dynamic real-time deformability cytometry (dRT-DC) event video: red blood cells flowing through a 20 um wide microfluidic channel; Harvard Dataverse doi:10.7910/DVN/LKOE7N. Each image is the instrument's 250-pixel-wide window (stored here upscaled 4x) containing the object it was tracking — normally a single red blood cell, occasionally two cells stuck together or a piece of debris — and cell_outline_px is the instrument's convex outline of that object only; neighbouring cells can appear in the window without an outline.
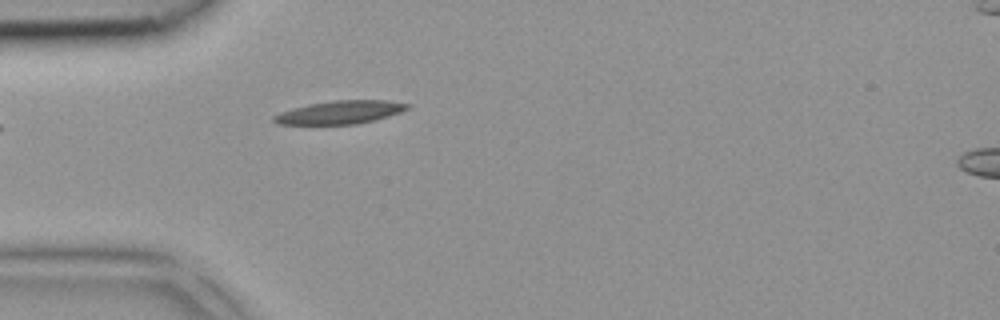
{"species": "common noctule bat (a hibernating species)", "species_latin": "Nyctalus noctula", "temperature_condition": "room temperature", "stored_images_in_passage": 31, "camera_frame_rate_fps": 3000, "um_per_image_px": 0.085, "animal": {"sex": "female", "body_mass_g": 18.4}, "frame": {"image": 1, "passage_image": 1, "time_ms": 0.0, "image_size_px": [1000, 320], "cell_outline_px": [[412, 104], [408, 108], [400, 112], [376, 120], [356, 124], [276, 124], [272, 120], [272, 116], [280, 112], [292, 108], [308, 104], [332, 100], [384, 100]], "centroid_in_image_um": [28.88, 9.54], "position_along_channel_um": 56.1, "area_um2": 18.09}}
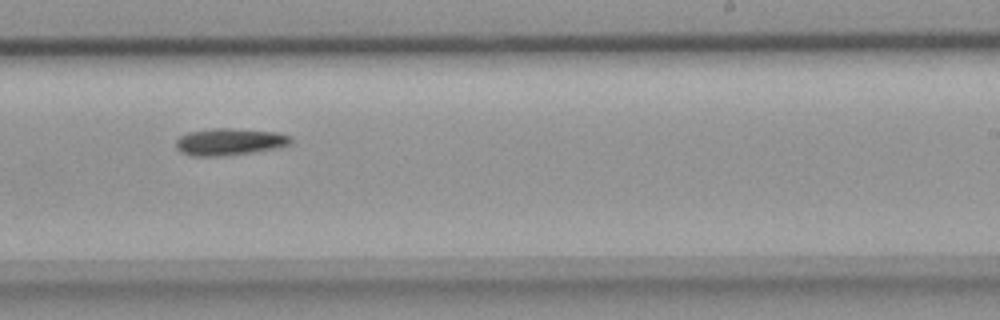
{"frame": {"image": 2, "passage_image": 15, "time_ms": 4.667, "image_size_px": [1000, 320], "cell_outline_px": [[292, 144], [252, 152], [220, 156], [192, 156], [180, 152], [176, 148], [176, 140], [180, 136], [188, 132], [212, 128], [236, 128], [276, 132], [292, 136]], "centroid_in_image_um": [19.49, 12.04], "position_along_channel_um": 269.5, "area_um2": 18.09}}
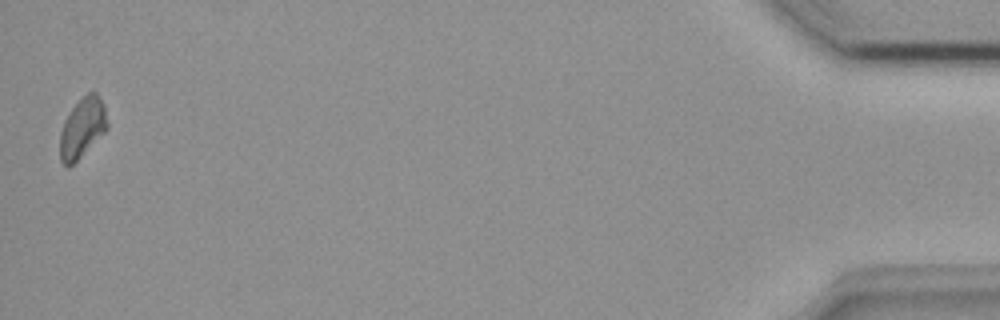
{"frame": {"image": 3, "passage_image": 31, "time_ms": 10.0, "image_size_px": [1000, 320], "cell_outline_px": [[108, 128], [68, 168], [60, 160], [60, 132], [64, 120], [72, 108], [88, 92], [96, 92], [104, 104], [108, 124]], "centroid_in_image_um": [6.99, 10.85], "position_along_channel_um": 428.2, "area_um2": 16.18}}